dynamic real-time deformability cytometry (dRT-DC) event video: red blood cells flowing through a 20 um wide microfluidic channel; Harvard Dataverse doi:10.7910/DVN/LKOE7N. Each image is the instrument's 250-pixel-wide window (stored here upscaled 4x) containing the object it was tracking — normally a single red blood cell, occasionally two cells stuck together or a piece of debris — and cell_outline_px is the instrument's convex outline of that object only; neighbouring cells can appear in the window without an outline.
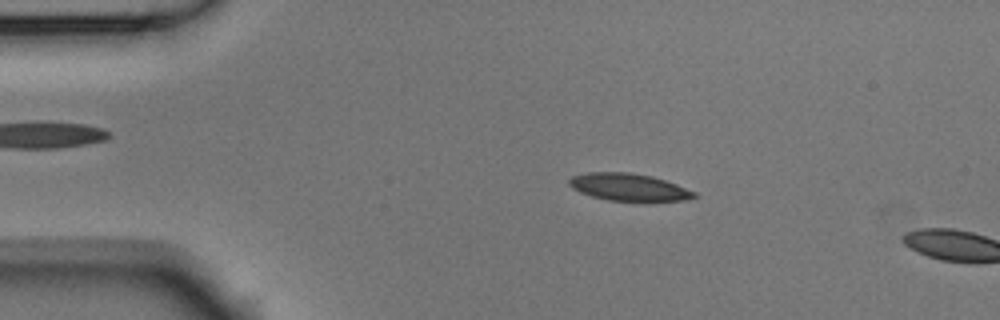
{"species": "Egyptian fruit bat (a non-hibernating species)", "species_latin": "Rousettus aegyptiacus", "temperature_condition": "room temperature", "stored_images_in_passage": 12, "camera_frame_rate_fps": 3000, "um_per_image_px": 0.085, "animal": {"sex": "male"}, "frame": {"image": 1, "passage_image": 9, "time_ms": 2.667, "image_size_px": [1000, 320], "cell_outline_px": [[696, 196], [688, 200], [608, 200], [592, 196], [580, 192], [572, 188], [568, 184], [568, 180], [572, 176], [588, 172], [628, 172], [652, 176], [676, 184], [696, 192]], "centroid_in_image_um": [53.41, 15.89], "position_along_channel_um": 31.6, "area_um2": 19.59}}